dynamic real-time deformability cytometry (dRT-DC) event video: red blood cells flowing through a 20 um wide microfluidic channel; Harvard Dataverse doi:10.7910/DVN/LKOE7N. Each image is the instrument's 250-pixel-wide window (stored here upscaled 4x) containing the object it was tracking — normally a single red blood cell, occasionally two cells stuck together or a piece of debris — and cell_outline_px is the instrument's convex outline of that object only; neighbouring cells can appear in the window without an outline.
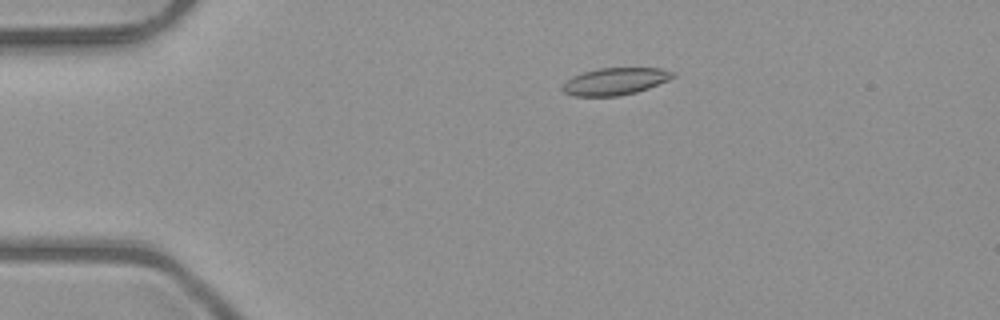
{"species": "common noctule bat (a hibernating species)", "species_latin": "Nyctalus noctula", "temperature_condition": "room temperature", "stored_images_in_passage": 52, "camera_frame_rate_fps": 3000, "um_per_image_px": 0.085, "animal": {"sex": "male", "body_mass_g": 23.1, "forearm_length_mm": 52.7}, "frame": {"image": 1, "passage_image": 11, "time_ms": 3.333, "image_size_px": [1000, 320], "cell_outline_px": [[676, 76], [668, 80], [648, 88], [636, 92], [620, 96], [572, 96], [564, 92], [560, 88], [572, 76], [584, 72], [600, 68], [660, 68], [676, 72]], "centroid_in_image_um": [52.3, 6.92], "position_along_channel_um": 32.7, "area_um2": 17.46}}
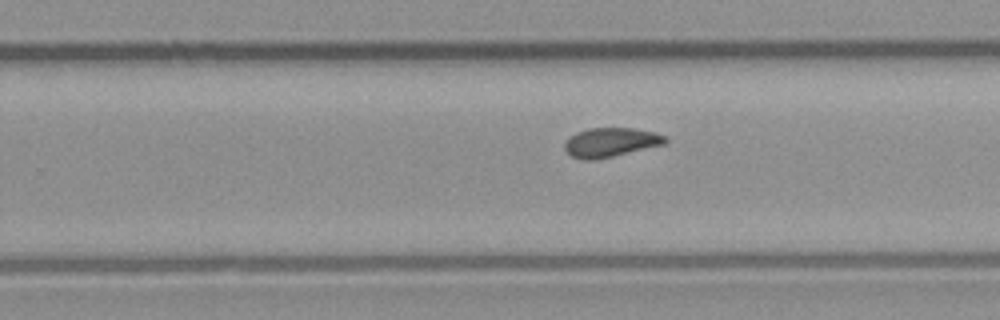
{"frame": {"image": 2, "passage_image": 33, "time_ms": 10.667, "image_size_px": [1000, 320], "cell_outline_px": [[668, 140], [664, 144], [612, 156], [592, 160], [584, 160], [572, 156], [564, 148], [564, 144], [568, 136], [576, 132], [588, 128], [632, 128], [656, 132], [668, 136]], "centroid_in_image_um": [51.9, 12.08], "position_along_channel_um": 277.9, "area_um2": 17.11}}
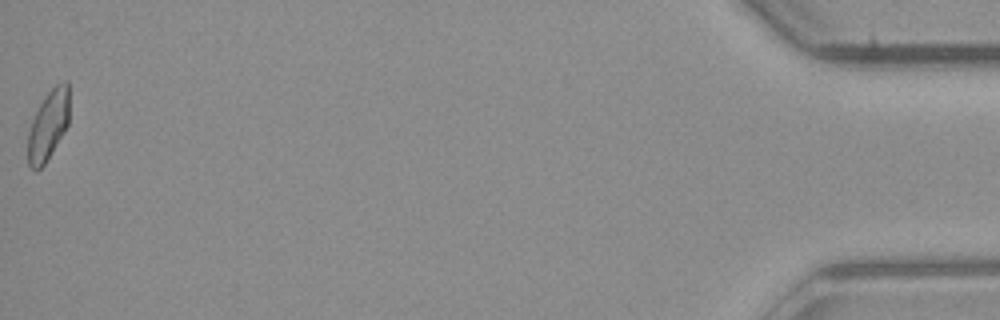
{"frame": {"image": 3, "passage_image": 52, "time_ms": 17.0, "image_size_px": [1000, 320], "cell_outline_px": [[68, 124], [64, 132], [44, 164], [36, 172], [28, 164], [28, 132], [32, 120], [40, 104], [48, 92], [56, 84], [64, 80], [68, 80]], "centroid_in_image_um": [4.09, 10.64], "position_along_channel_um": 431.1, "area_um2": 16.59}, "authors_computed_cell_mechanics": {"area_um2": 17.2822, "velocity_mm_per_s": 4.0353, "shape_relaxation_time_tau1_ms": null, "shape_relaxation_time_tau2_ms": 3.3179, "deformation_change_tau1": null, "deformation_change_tau2": 0.0969}}